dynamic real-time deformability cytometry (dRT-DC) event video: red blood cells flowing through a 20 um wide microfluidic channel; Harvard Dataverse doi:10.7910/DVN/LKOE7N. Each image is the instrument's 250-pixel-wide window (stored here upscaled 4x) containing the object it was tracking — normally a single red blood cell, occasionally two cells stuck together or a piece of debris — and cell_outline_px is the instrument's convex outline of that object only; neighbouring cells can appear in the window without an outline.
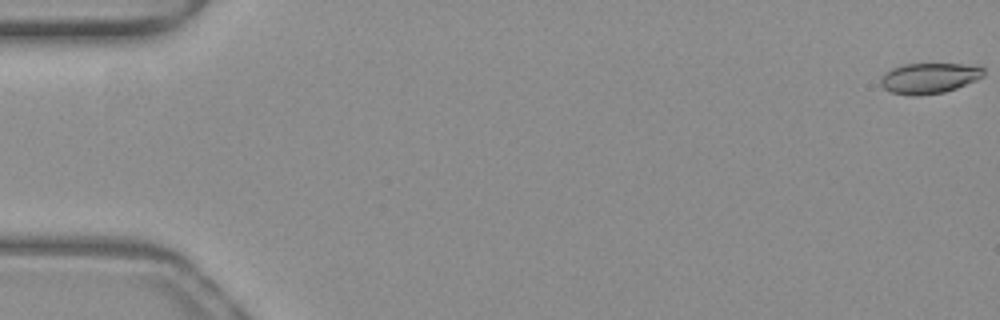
{"species": "common noctule bat (a hibernating species)", "species_latin": "Nyctalus noctula", "temperature_condition": "warm", "stored_images_in_passage": 27, "camera_frame_rate_fps": 3000, "um_per_image_px": 0.085, "animal": {"sex": "female", "body_mass_g": 19.3, "forearm_length_mm": 54.1}, "frame": {"image": 1, "passage_image": 1, "time_ms": 0.0, "image_size_px": [1000, 320], "cell_outline_px": [[984, 76], [976, 80], [956, 88], [944, 92], [916, 96], [892, 92], [884, 88], [880, 84], [880, 80], [892, 68], [904, 64], [964, 64], [984, 68]], "centroid_in_image_um": [79.0, 6.64], "position_along_channel_um": 6.0, "area_um2": 18.03}}
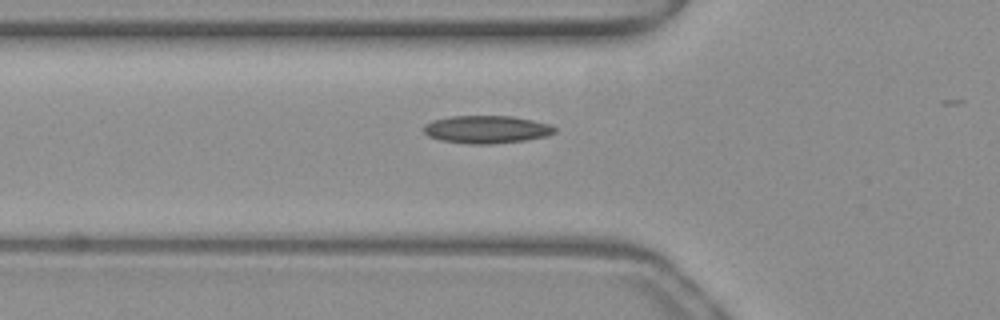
{"frame": {"image": 2, "passage_image": 19, "time_ms": 6.0, "image_size_px": [1000, 320], "cell_outline_px": [[556, 132], [544, 136], [524, 140], [492, 144], [468, 144], [440, 140], [428, 136], [424, 132], [424, 124], [432, 120], [452, 116], [512, 116], [532, 120], [548, 124], [556, 128]], "centroid_in_image_um": [41.32, 11.0], "position_along_channel_um": 84.5, "area_um2": 21.1}}
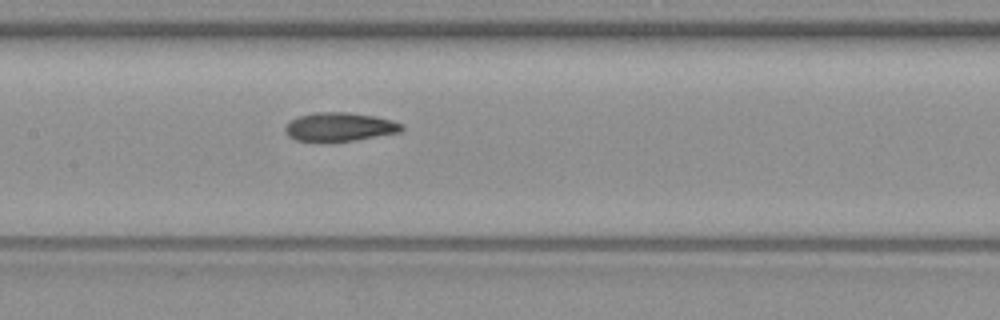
{"frame": {"image": 3, "passage_image": 26, "time_ms": 8.333, "image_size_px": [1000, 320], "cell_outline_px": [[404, 128], [400, 132], [352, 140], [320, 144], [296, 140], [288, 136], [284, 128], [292, 120], [300, 116], [316, 112], [348, 112], [376, 116], [392, 120], [404, 124]], "centroid_in_image_um": [28.86, 10.81], "position_along_channel_um": 178.5, "area_um2": 19.83}}